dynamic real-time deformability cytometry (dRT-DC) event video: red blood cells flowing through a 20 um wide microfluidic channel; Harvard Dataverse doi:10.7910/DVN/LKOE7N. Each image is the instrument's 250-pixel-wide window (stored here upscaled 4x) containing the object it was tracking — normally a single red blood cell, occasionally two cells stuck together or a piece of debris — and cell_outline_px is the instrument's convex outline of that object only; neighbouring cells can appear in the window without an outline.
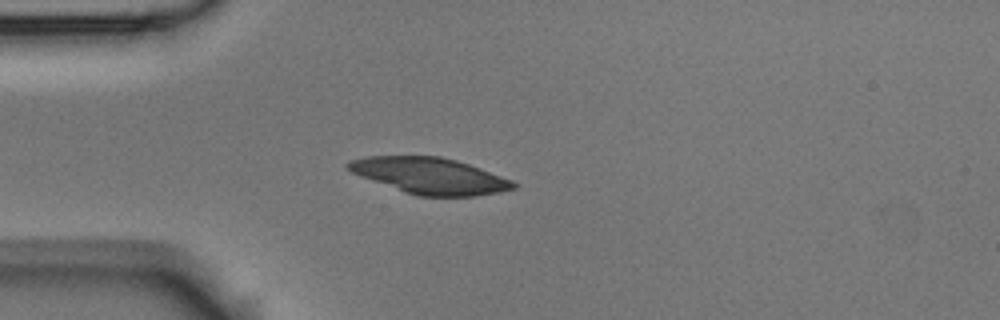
{"species": "Egyptian fruit bat (a non-hibernating species)", "species_latin": "Rousettus aegyptiacus", "temperature_condition": "room temperature", "stored_images_in_passage": 5, "camera_frame_rate_fps": 3000, "um_per_image_px": 0.085, "animal": {"sex": "male"}, "frame": {"image": 1, "passage_image": 4, "time_ms": 1.0, "image_size_px": [1000, 320], "cell_outline_px": [[516, 188], [500, 192], [476, 196], [416, 196], [404, 192], [360, 176], [352, 172], [344, 164], [348, 160], [368, 156], [440, 156], [456, 160], [480, 168], [512, 180], [516, 184]], "centroid_in_image_um": [36.52, 14.94], "position_along_channel_um": 48.5, "area_um2": 34.8}}